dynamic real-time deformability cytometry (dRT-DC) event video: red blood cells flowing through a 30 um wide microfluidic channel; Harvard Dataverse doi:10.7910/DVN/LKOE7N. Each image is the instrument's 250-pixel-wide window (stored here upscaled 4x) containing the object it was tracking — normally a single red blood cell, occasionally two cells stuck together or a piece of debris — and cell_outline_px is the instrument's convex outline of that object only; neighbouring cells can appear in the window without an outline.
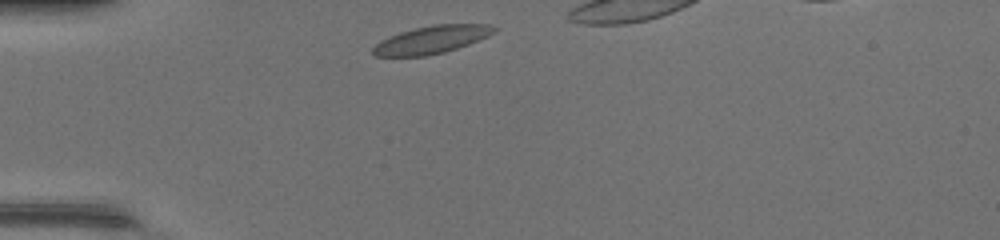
{"species": "common noctule bat (a hibernating species)", "species_latin": "Nyctalus noctula", "temperature_condition": "warm", "stored_images_in_passage": 27, "camera_frame_rate_fps": 3000, "um_per_image_px": 0.085, "animal": {"sex": "female", "body_mass_g": 17.0, "forearm_length_mm": 48.0}, "frame": {"image": 1, "passage_image": 1, "time_ms": 0.0, "image_size_px": [1000, 240], "cell_outline_px": [[500, 28], [496, 32], [488, 36], [468, 44], [444, 52], [424, 56], [376, 56], [372, 52], [372, 48], [380, 40], [400, 32], [412, 28], [432, 24], [488, 24]], "centroid_in_image_um": [36.7, 3.35], "position_along_channel_um": 48.3, "area_um2": 19.65}}
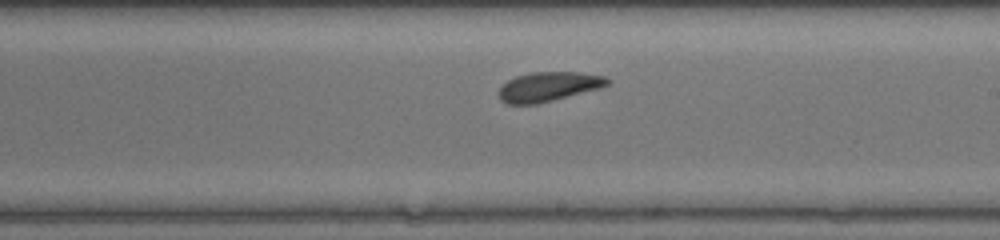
{"frame": {"image": 2, "passage_image": 16, "time_ms": 5.0, "image_size_px": [1000, 240], "cell_outline_px": [[608, 84], [600, 88], [536, 104], [508, 104], [500, 100], [500, 88], [508, 80], [516, 76], [532, 72], [580, 72], [604, 76], [608, 80]], "centroid_in_image_um": [46.61, 7.36], "position_along_channel_um": 242.4, "area_um2": 18.32}}
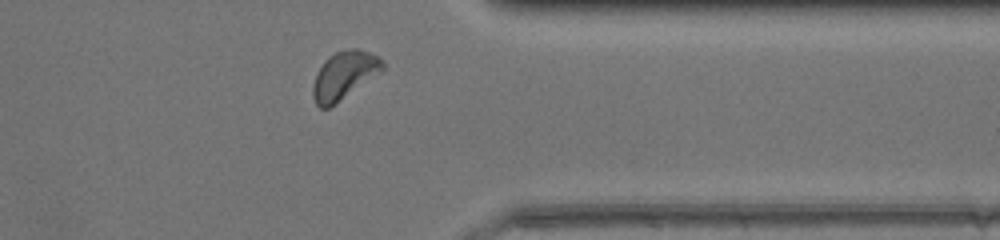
{"frame": {"image": 3, "passage_image": 26, "time_ms": 8.333, "image_size_px": [1000, 240], "cell_outline_px": [[384, 68], [380, 72], [328, 108], [320, 108], [316, 104], [312, 96], [312, 88], [316, 72], [324, 60], [328, 56], [336, 52], [348, 48], [360, 48], [380, 56], [384, 60]], "centroid_in_image_um": [29.24, 6.36], "position_along_channel_um": 382.2, "area_um2": 19.42}}